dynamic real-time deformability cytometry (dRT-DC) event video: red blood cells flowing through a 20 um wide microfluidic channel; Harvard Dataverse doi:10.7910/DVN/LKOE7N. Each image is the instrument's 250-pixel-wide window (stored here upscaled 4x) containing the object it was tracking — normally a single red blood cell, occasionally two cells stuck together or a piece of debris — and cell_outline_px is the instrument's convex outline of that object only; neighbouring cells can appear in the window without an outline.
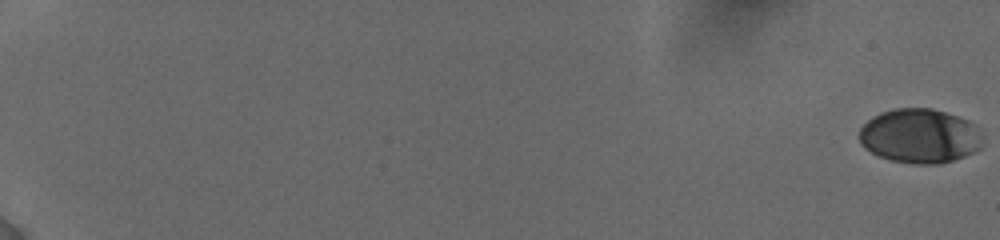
{"species": "human", "species_latin": "Homo sapiens", "temperature_condition": "cold", "stored_images_in_passage": 68, "camera_frame_rate_fps": 3000, "um_per_image_px": 0.085, "donor": {"sex": "female"}, "frame": {"image": 1, "passage_image": 1, "time_ms": 0.0, "image_size_px": [1000, 240], "cell_outline_px": [[984, 140], [980, 148], [976, 152], [940, 164], [912, 164], [892, 160], [880, 156], [864, 148], [860, 144], [856, 136], [860, 128], [872, 116], [880, 112], [896, 108], [932, 108], [968, 120], [976, 124], [984, 136]], "centroid_in_image_um": [78.19, 11.56], "position_along_channel_um": 6.8, "area_um2": 39.71}}
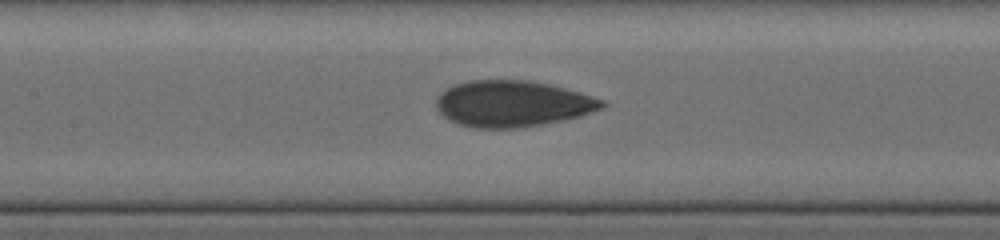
{"frame": {"image": 2, "passage_image": 38, "time_ms": 10.333, "image_size_px": [1000, 240], "cell_outline_px": [[608, 104], [604, 108], [580, 116], [564, 120], [516, 128], [476, 128], [460, 124], [448, 120], [436, 108], [436, 100], [440, 92], [456, 84], [468, 80], [528, 80], [548, 84], [580, 92], [604, 100]], "centroid_in_image_um": [43.58, 8.81], "position_along_channel_um": 163.8, "area_um2": 44.62}}
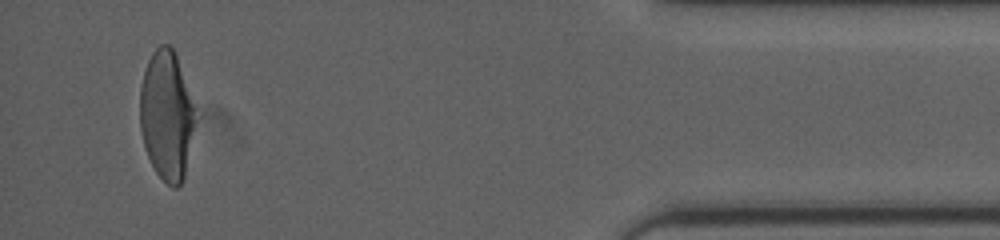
{"frame": {"image": 3, "passage_image": 65, "time_ms": 18.333, "image_size_px": [1000, 240], "cell_outline_px": [[196, 120], [184, 176], [180, 184], [176, 188], [172, 188], [156, 172], [144, 148], [140, 128], [140, 88], [144, 72], [148, 60], [152, 52], [160, 44], [168, 44], [176, 52], [192, 104]], "centroid_in_image_um": [14.14, 9.8], "position_along_channel_um": 421.1, "area_um2": 41.33}, "authors_computed_cell_mechanics": {"area_um2": 42.4252, "velocity_mm_per_s": 3.8365, "shape_relaxation_time_tau1_ms": 4.0582, "shape_relaxation_time_tau2_ms": 1.0398, "deformation_change_tau1": 0.1602, "deformation_change_tau2": 0.0669}}